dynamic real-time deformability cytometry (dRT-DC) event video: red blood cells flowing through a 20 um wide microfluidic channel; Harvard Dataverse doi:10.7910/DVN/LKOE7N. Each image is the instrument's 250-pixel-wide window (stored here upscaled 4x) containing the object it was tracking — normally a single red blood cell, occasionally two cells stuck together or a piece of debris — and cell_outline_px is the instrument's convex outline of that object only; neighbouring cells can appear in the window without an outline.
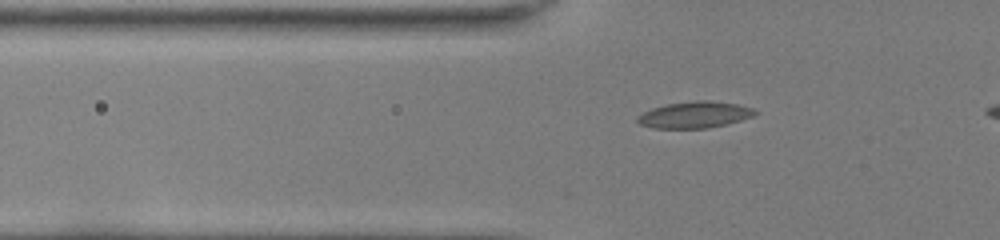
{"species": "common noctule bat (a hibernating species)", "species_latin": "Nyctalus noctula", "temperature_condition": "room temperature", "stored_images_in_passage": 33, "camera_frame_rate_fps": 3000, "um_per_image_px": 0.085, "animal": {"sex": "female", "body_mass_g": 22.0, "forearm_length_mm": 56.7}, "frame": {"image": 1, "passage_image": 2, "time_ms": 0.333, "image_size_px": [1000, 240], "cell_outline_px": [[760, 112], [752, 116], [740, 120], [724, 124], [704, 128], [656, 128], [640, 124], [636, 120], [636, 116], [652, 108], [668, 104], [696, 100], [708, 100], [736, 104], [752, 108]], "centroid_in_image_um": [59.03, 9.75], "position_along_channel_um": 66.8, "area_um2": 17.86}}
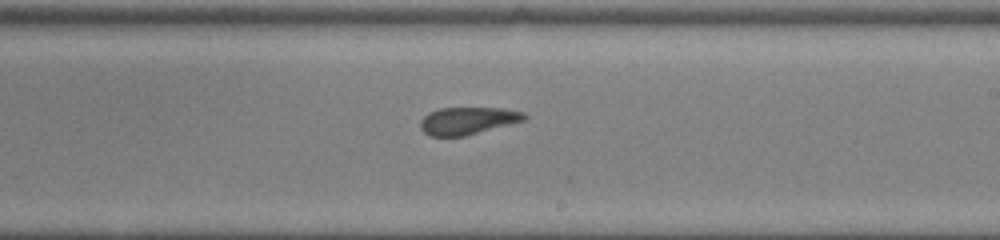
{"frame": {"image": 2, "passage_image": 16, "time_ms": 5.0, "image_size_px": [1000, 240], "cell_outline_px": [[528, 116], [524, 120], [464, 136], [432, 136], [424, 132], [420, 128], [420, 120], [428, 112], [440, 108], [500, 108], [524, 112]], "centroid_in_image_um": [39.72, 10.25], "position_along_channel_um": 249.3, "area_um2": 16.42}}
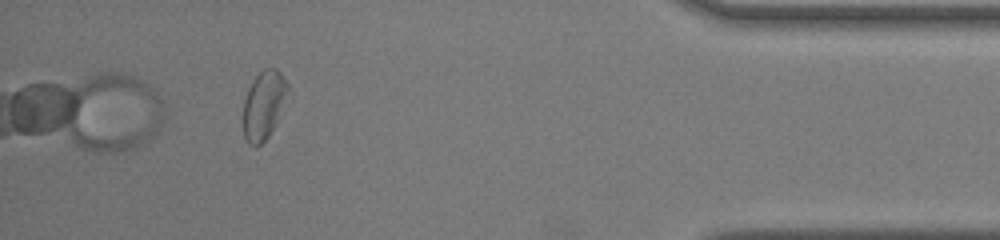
{"frame": {"image": 3, "passage_image": 31, "time_ms": 10.0, "image_size_px": [1000, 240], "cell_outline_px": [[288, 88], [280, 116], [268, 136], [256, 148], [248, 144], [244, 140], [244, 100], [248, 88], [252, 80], [264, 68], [276, 68], [280, 72], [288, 84]], "centroid_in_image_um": [22.4, 8.93], "position_along_channel_um": 412.8, "area_um2": 17.69}}